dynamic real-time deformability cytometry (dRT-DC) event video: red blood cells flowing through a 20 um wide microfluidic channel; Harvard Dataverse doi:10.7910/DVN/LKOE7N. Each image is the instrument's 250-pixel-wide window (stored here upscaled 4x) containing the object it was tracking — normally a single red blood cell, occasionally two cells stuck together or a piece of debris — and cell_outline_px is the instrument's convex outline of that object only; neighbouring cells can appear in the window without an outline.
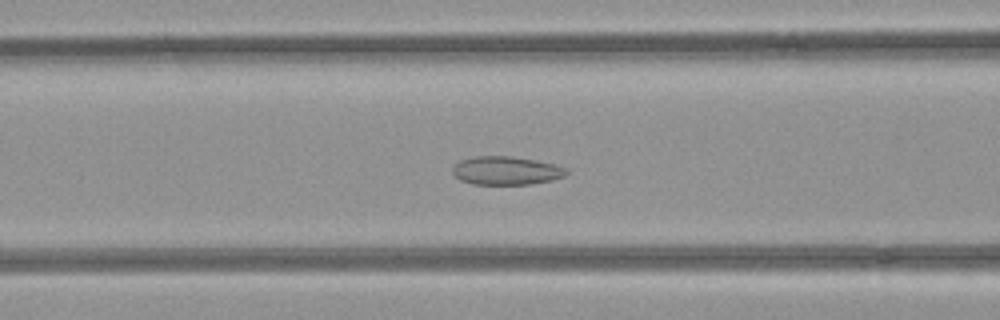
{"species": "common noctule bat (a hibernating species)", "species_latin": "Nyctalus noctula", "temperature_condition": "room temperature", "stored_images_in_passage": 37, "camera_frame_rate_fps": 3000, "um_per_image_px": 0.085, "animal": {"sex": "female", "body_mass_g": 21.9}, "frame": {"image": 1, "passage_image": 5, "time_ms": 1.333, "image_size_px": [1000, 320], "cell_outline_px": [[568, 172], [564, 176], [552, 180], [532, 184], [472, 184], [460, 180], [452, 172], [452, 168], [460, 160], [472, 156], [508, 156], [556, 164], [568, 168]], "centroid_in_image_um": [43.02, 14.5], "position_along_channel_um": 123.6, "area_um2": 18.84}}
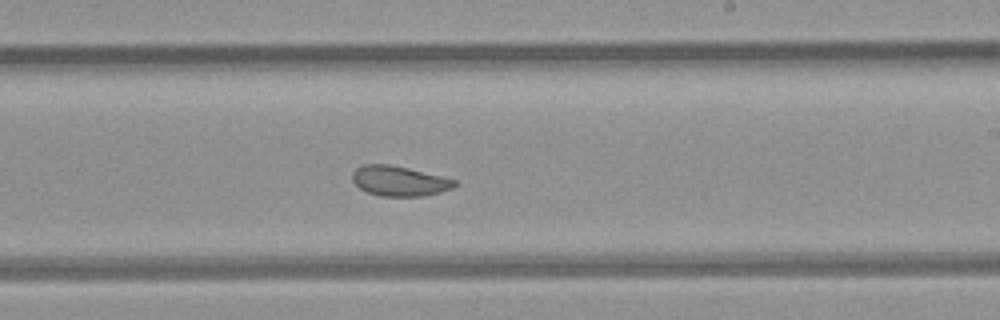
{"frame": {"image": 2, "passage_image": 15, "time_ms": 4.667, "image_size_px": [1000, 320], "cell_outline_px": [[460, 184], [452, 188], [440, 192], [424, 196], [380, 196], [368, 192], [360, 188], [352, 180], [352, 172], [356, 168], [364, 164], [388, 164], [408, 168], [456, 180]], "centroid_in_image_um": [33.94, 15.38], "position_along_channel_um": 255.1, "area_um2": 17.86}}
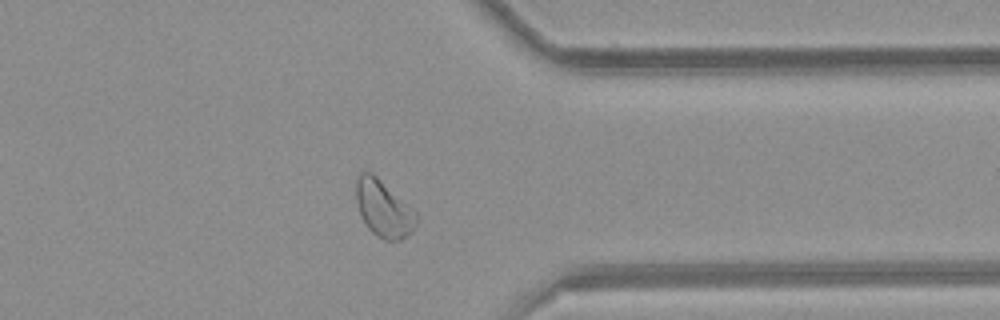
{"frame": {"image": 3, "passage_image": 25, "time_ms": 8.0, "image_size_px": [1000, 320], "cell_outline_px": [[416, 228], [408, 236], [400, 240], [384, 240], [376, 236], [368, 228], [360, 216], [356, 200], [356, 180], [360, 172], [372, 172], [416, 212]], "centroid_in_image_um": [32.59, 17.76], "position_along_channel_um": 378.8, "area_um2": 19.88}}